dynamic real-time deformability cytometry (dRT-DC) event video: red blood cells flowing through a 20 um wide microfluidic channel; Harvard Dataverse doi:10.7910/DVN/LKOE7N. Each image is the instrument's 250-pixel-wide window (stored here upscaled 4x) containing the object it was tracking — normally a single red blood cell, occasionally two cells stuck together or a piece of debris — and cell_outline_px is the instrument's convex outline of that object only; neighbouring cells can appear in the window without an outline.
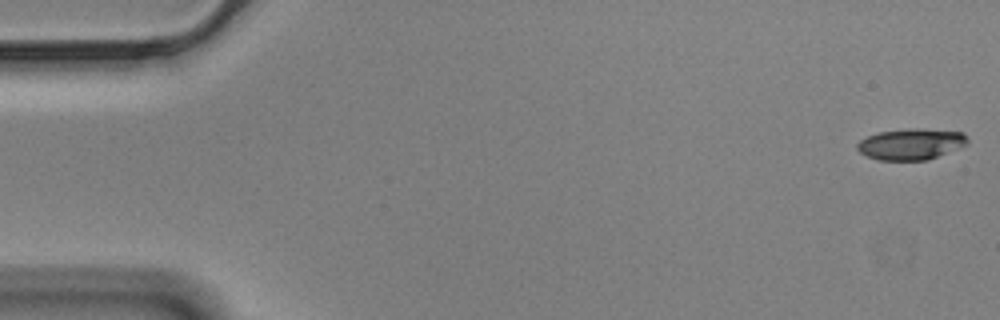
{"species": "Egyptian fruit bat (a non-hibernating species)", "species_latin": "Rousettus aegyptiacus", "temperature_condition": "cold", "stored_images_in_passage": 21, "camera_frame_rate_fps": 3000, "um_per_image_px": 0.085, "animal": {"sex": "male"}, "frame": {"image": 1, "passage_image": 1, "time_ms": 0.0, "image_size_px": [1000, 320], "cell_outline_px": [[968, 144], [928, 160], [876, 160], [860, 152], [856, 148], [856, 144], [860, 140], [868, 136], [880, 132], [908, 128], [916, 128], [964, 132], [968, 140]], "centroid_in_image_um": [77.44, 12.25], "position_along_channel_um": 7.6, "area_um2": 20.0}}
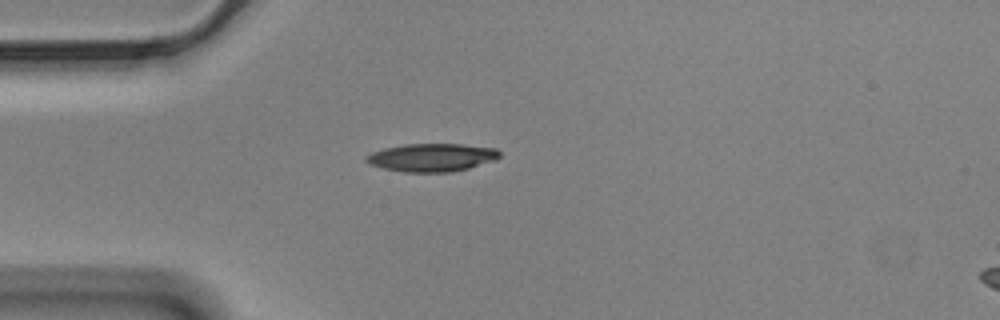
{"frame": {"image": 2, "passage_image": 15, "time_ms": 4.667, "image_size_px": [1000, 320], "cell_outline_px": [[500, 156], [496, 160], [468, 168], [452, 172], [404, 172], [384, 168], [368, 164], [364, 160], [364, 156], [372, 152], [384, 148], [404, 144], [460, 144], [496, 148], [500, 152]], "centroid_in_image_um": [36.69, 13.38], "position_along_channel_um": 48.3, "area_um2": 21.91}}
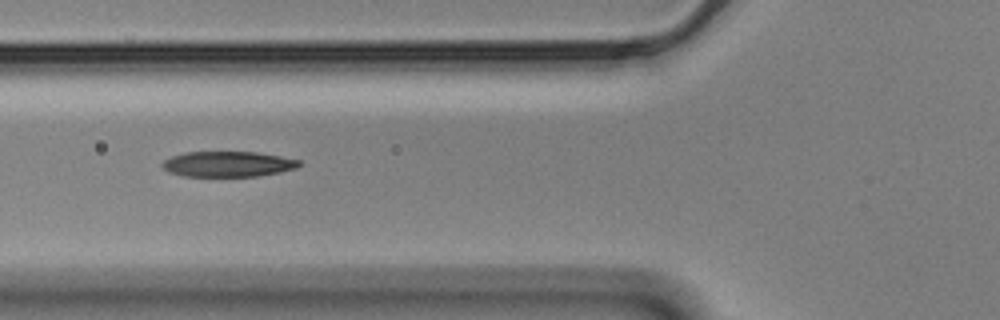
{"frame": {"image": 3, "passage_image": 21, "time_ms": 6.667, "image_size_px": [1000, 320], "cell_outline_px": [[300, 164], [296, 168], [280, 172], [260, 176], [184, 176], [168, 172], [160, 164], [164, 160], [172, 156], [184, 152], [256, 152], [280, 156], [300, 160]], "centroid_in_image_um": [19.36, 13.94], "position_along_channel_um": 106.4, "area_um2": 20.29}}